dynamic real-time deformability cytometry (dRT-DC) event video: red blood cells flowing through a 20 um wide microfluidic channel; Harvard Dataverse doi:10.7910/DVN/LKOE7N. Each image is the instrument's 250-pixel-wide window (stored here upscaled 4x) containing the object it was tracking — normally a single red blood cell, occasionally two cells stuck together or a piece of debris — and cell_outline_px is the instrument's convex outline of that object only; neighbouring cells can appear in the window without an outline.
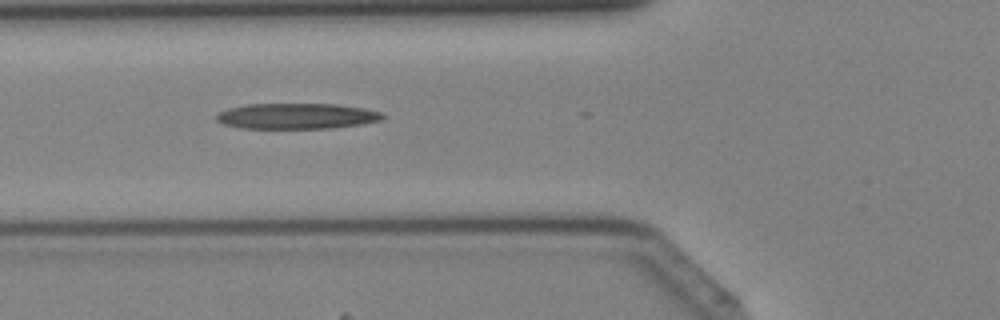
{"species": "Egyptian fruit bat (a non-hibernating species)", "species_latin": "Rousettus aegyptiacus", "temperature_condition": "cold", "stored_images_in_passage": 9, "camera_frame_rate_fps": 3000, "um_per_image_px": 0.085, "animal": {"sex": "female"}, "frame": {"image": 1, "passage_image": 3, "time_ms": 0.667, "image_size_px": [1000, 320], "cell_outline_px": [[384, 116], [380, 120], [360, 124], [332, 128], [240, 128], [224, 124], [216, 120], [216, 112], [228, 108], [244, 104], [336, 104], [364, 108], [384, 112]], "centroid_in_image_um": [25.18, 9.86], "position_along_channel_um": 100.6, "area_um2": 24.97}}
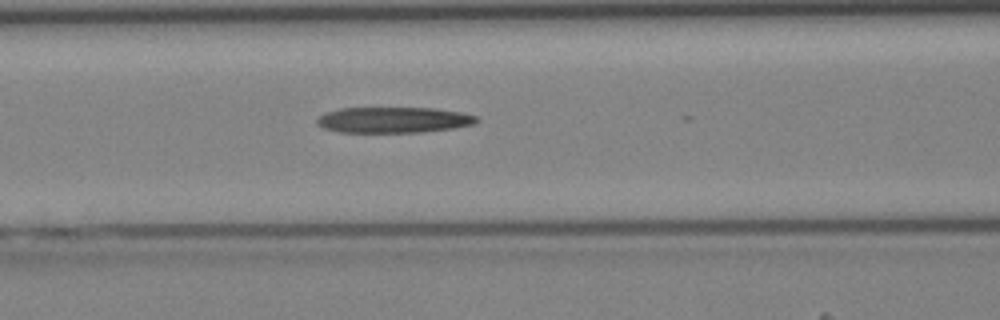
{"frame": {"image": 2, "passage_image": 5, "time_ms": 1.333, "image_size_px": [1000, 320], "cell_outline_px": [[480, 120], [472, 124], [452, 128], [420, 132], [340, 132], [324, 128], [316, 124], [316, 120], [320, 116], [328, 112], [340, 108], [436, 108], [460, 112], [476, 116]], "centroid_in_image_um": [33.44, 10.19], "position_along_channel_um": 133.2, "area_um2": 23.81}}
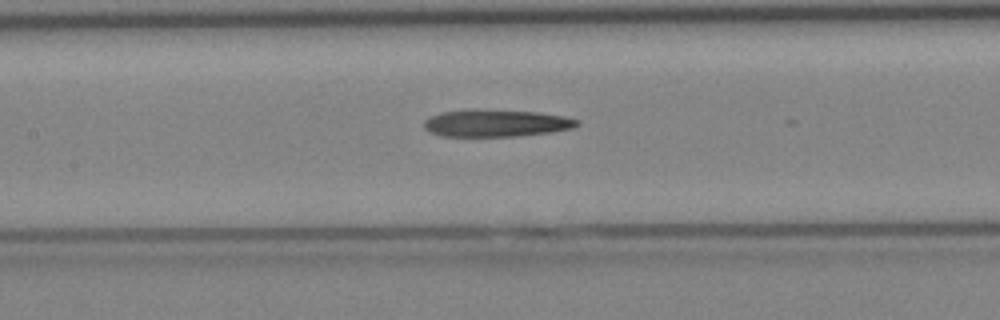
{"frame": {"image": 3, "passage_image": 7, "time_ms": 2.0, "image_size_px": [1000, 320], "cell_outline_px": [[580, 124], [572, 128], [552, 132], [516, 136], [440, 136], [428, 132], [424, 128], [424, 120], [440, 112], [468, 108], [480, 108], [540, 112], [564, 116], [580, 120]], "centroid_in_image_um": [42.14, 10.44], "position_along_channel_um": 165.3, "area_um2": 24.85}}